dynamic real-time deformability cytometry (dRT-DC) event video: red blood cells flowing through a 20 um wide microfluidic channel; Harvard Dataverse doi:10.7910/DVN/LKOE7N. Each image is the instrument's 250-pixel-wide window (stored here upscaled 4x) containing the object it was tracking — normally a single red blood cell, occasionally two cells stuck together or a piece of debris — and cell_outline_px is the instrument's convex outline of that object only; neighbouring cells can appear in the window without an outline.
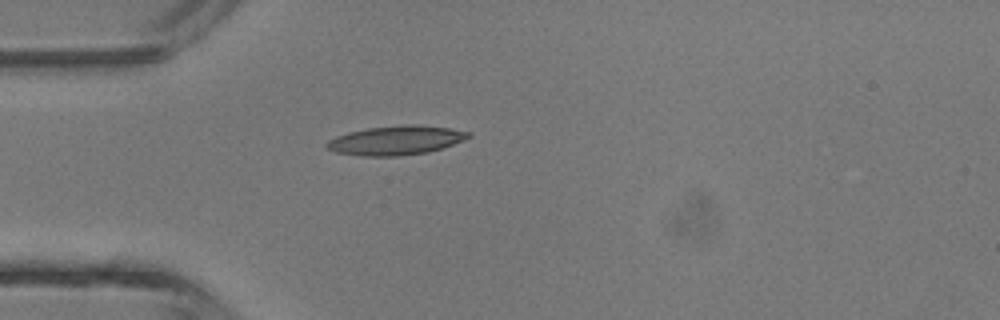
{"species": "common noctule bat (a hibernating species)", "species_latin": "Nyctalus noctula", "temperature_condition": "room temperature", "stored_images_in_passage": 1, "camera_frame_rate_fps": 3000, "um_per_image_px": 0.085, "animal": {"sex": "male", "body_mass_g": 13.3}, "frame": {"image": 1, "passage_image": 1, "time_ms": 0.0, "image_size_px": [1000, 320], "cell_outline_px": [[472, 136], [464, 140], [428, 152], [400, 156], [360, 156], [336, 152], [328, 148], [324, 144], [328, 140], [336, 136], [348, 132], [368, 128], [404, 124], [416, 124], [452, 128], [472, 132]], "centroid_in_image_um": [33.67, 11.92], "position_along_channel_um": 51.3, "area_um2": 24.22}}